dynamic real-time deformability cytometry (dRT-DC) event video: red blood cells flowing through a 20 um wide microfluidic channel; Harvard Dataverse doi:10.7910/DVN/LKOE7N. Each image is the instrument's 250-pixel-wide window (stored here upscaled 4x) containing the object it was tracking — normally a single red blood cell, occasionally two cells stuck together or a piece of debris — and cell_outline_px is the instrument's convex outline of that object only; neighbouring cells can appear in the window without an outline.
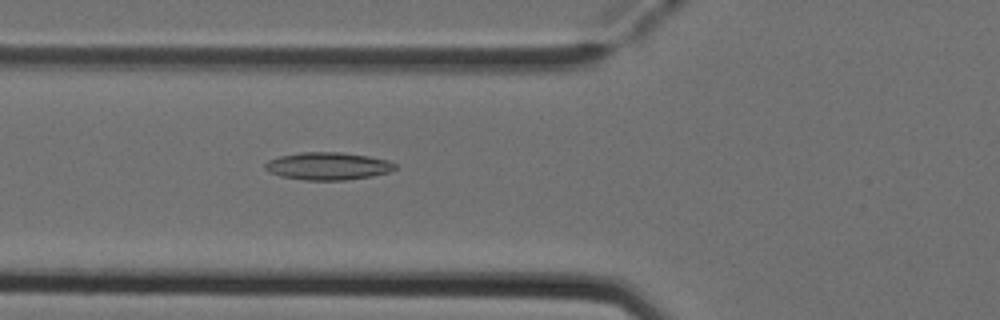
{"species": "Egyptian fruit bat (a non-hibernating species)", "species_latin": "Rousettus aegyptiacus", "temperature_condition": "cold", "stored_images_in_passage": 5, "camera_frame_rate_fps": 3000, "um_per_image_px": 0.085, "animal": {"sex": "female"}, "frame": {"image": 1, "passage_image": 5, "time_ms": 1.333, "image_size_px": [1000, 320], "cell_outline_px": [[396, 168], [388, 172], [372, 176], [348, 180], [304, 180], [280, 176], [264, 168], [264, 164], [268, 160], [280, 156], [300, 152], [340, 152], [368, 156], [388, 160], [396, 164]], "centroid_in_image_um": [27.87, 14.11], "position_along_channel_um": 97.9, "area_um2": 20.87}}